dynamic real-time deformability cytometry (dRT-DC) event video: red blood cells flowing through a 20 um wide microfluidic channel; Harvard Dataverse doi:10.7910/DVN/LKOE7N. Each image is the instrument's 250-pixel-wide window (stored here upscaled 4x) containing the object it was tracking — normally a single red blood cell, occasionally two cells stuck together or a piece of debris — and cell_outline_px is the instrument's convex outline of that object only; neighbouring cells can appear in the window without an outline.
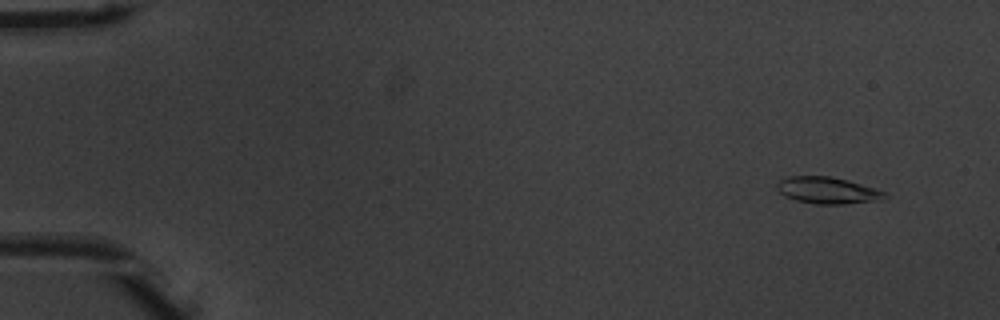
{"species": "common noctule bat (a hibernating species)", "species_latin": "Nyctalus noctula", "temperature_condition": "warm", "stored_images_in_passage": 49, "camera_frame_rate_fps": 3000, "um_per_image_px": 0.085, "animal": {"sex": "male", "body_mass_g": 20.1, "forearm_length_mm": 53.5}, "frame": {"image": 1, "passage_image": 1, "time_ms": 0.0, "image_size_px": [1000, 320], "cell_outline_px": [[888, 196], [884, 200], [844, 204], [816, 204], [796, 200], [784, 196], [776, 188], [776, 184], [780, 180], [788, 176], [832, 176], [848, 180], [888, 192]], "centroid_in_image_um": [70.38, 16.18], "position_along_channel_um": 14.6, "area_um2": 16.99}}
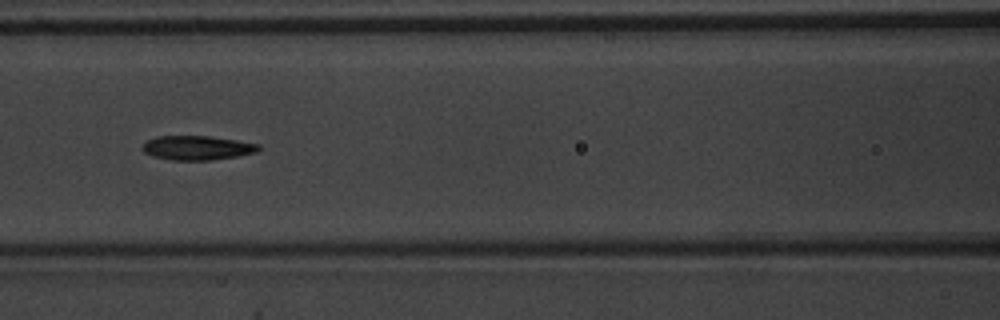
{"frame": {"image": 2, "passage_image": 21, "time_ms": 6.667, "image_size_px": [1000, 320], "cell_outline_px": [[260, 148], [256, 152], [236, 156], [212, 160], [172, 160], [152, 156], [144, 152], [140, 148], [148, 140], [156, 136], [208, 136], [236, 140], [260, 144]], "centroid_in_image_um": [16.74, 12.56], "position_along_channel_um": 149.9, "area_um2": 16.36}}
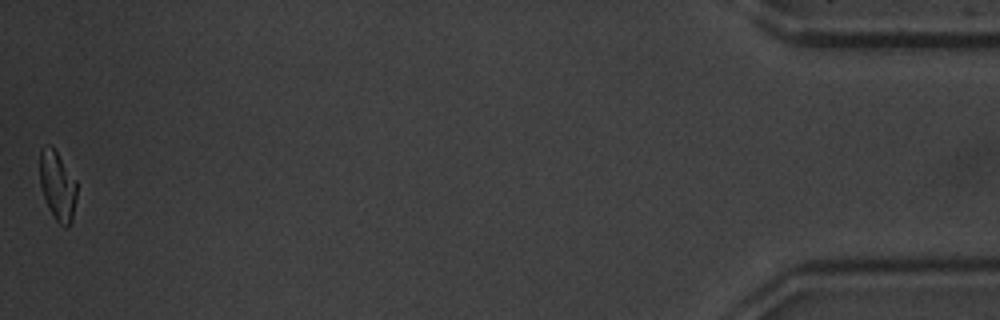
{"frame": {"image": 3, "passage_image": 49, "time_ms": 16.0, "image_size_px": [1000, 320], "cell_outline_px": [[76, 200], [72, 220], [68, 228], [64, 228], [56, 220], [48, 208], [40, 184], [40, 148], [48, 144], [52, 144], [76, 180]], "centroid_in_image_um": [4.89, 15.77], "position_along_channel_um": 430.3, "area_um2": 15.09}, "authors_computed_cell_mechanics": {"area_um2": 16.5308, "velocity_mm_per_s": 3.9551, "shape_relaxation_time_tau1_ms": 3.2827, "shape_relaxation_time_tau2_ms": 3.9677, "deformation_change_tau1": 0.1367, "deformation_change_tau2": 0.133}}